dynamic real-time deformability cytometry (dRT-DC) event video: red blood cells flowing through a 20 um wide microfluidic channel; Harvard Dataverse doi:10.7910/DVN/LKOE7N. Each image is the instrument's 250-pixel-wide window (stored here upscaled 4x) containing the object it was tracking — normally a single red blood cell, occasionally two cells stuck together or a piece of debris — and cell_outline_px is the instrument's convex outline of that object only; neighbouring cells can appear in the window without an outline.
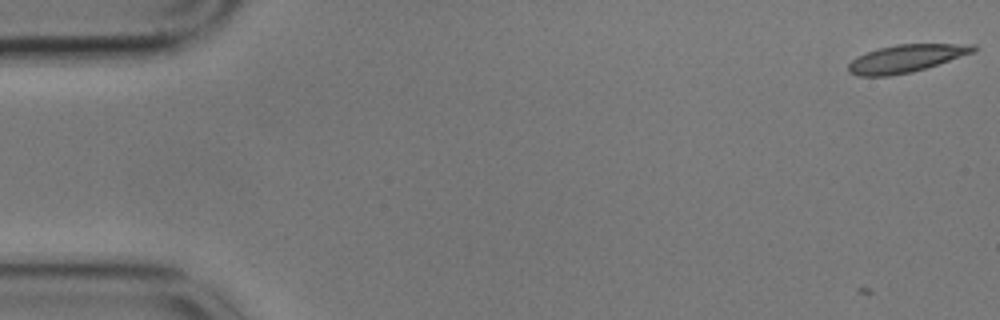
{"species": "common noctule bat (a hibernating species)", "species_latin": "Nyctalus noctula", "temperature_condition": "cold", "stored_images_in_passage": 3, "camera_frame_rate_fps": 3000, "um_per_image_px": 0.085, "animal": {"sex": "male", "body_mass_g": 17.9}, "frame": {"image": 1, "passage_image": 3, "time_ms": 0.667, "image_size_px": [1000, 320], "cell_outline_px": [[980, 48], [976, 52], [912, 72], [892, 76], [856, 76], [848, 72], [848, 64], [856, 56], [880, 48], [896, 44], [976, 44]], "centroid_in_image_um": [77.04, 4.97], "position_along_channel_um": 8.0, "area_um2": 20.29}}